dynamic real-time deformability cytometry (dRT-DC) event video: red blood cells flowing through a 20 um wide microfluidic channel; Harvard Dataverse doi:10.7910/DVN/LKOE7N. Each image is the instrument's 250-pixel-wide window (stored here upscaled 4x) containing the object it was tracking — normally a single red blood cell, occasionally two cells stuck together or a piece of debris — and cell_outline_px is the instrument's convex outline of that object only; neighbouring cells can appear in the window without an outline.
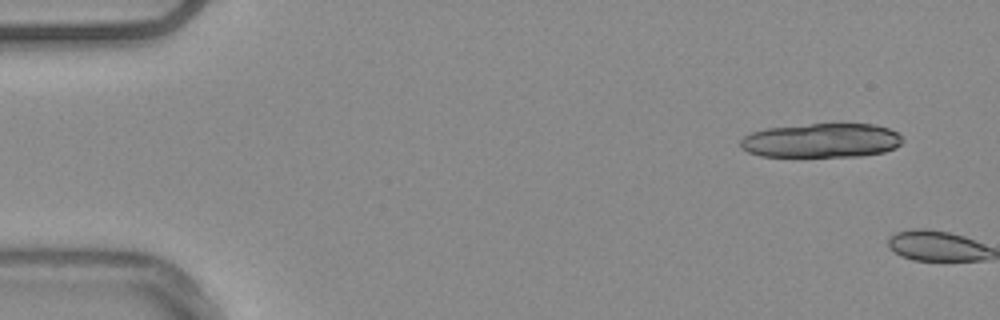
{"species": "common noctule bat (a hibernating species)", "species_latin": "Nyctalus noctula", "temperature_condition": "warm", "stored_images_in_passage": 5, "camera_frame_rate_fps": 3000, "um_per_image_px": 0.085, "animal": {"sex": "male", "body_mass_g": 20.4}, "frame": {"image": 1, "passage_image": 4, "time_ms": 1.0, "image_size_px": [1000, 320], "cell_outline_px": [[904, 140], [896, 148], [884, 152], [860, 156], [760, 156], [748, 152], [740, 148], [740, 140], [744, 136], [752, 132], [764, 128], [812, 124], [876, 124], [888, 128], [896, 132]], "centroid_in_image_um": [69.81, 11.94], "position_along_channel_um": 15.2, "area_um2": 32.43}}